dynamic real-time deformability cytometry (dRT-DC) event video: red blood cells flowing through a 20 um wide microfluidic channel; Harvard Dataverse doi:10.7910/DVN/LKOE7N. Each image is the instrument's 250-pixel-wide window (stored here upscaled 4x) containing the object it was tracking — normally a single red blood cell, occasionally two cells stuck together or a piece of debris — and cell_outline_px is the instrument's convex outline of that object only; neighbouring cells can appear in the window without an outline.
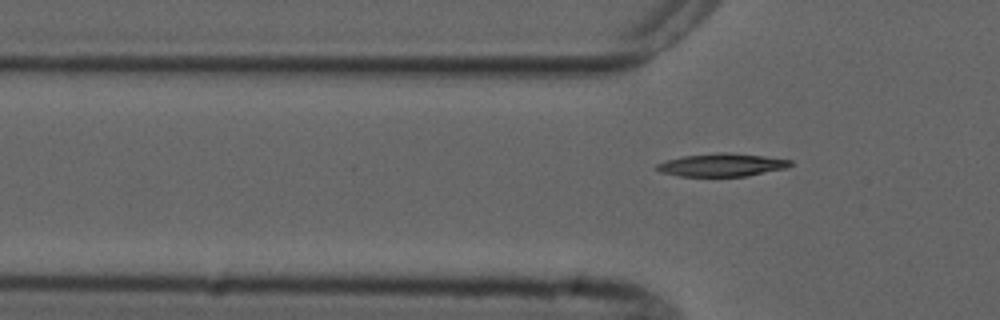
{"species": "common noctule bat (a hibernating species)", "species_latin": "Nyctalus noctula", "temperature_condition": "cold", "stored_images_in_passage": 3, "camera_frame_rate_fps": 3000, "um_per_image_px": 0.085, "animal": {"sex": "male", "forearm_length_mm": 52.5}, "frame": {"image": 1, "passage_image": 3, "time_ms": 2.333, "image_size_px": [1000, 320], "cell_outline_px": [[792, 164], [784, 168], [748, 176], [680, 176], [660, 172], [656, 168], [656, 164], [668, 160], [684, 156], [716, 152], [728, 152], [764, 156], [792, 160]], "centroid_in_image_um": [61.35, 14.01], "position_along_channel_um": 64.4, "area_um2": 17.74}}